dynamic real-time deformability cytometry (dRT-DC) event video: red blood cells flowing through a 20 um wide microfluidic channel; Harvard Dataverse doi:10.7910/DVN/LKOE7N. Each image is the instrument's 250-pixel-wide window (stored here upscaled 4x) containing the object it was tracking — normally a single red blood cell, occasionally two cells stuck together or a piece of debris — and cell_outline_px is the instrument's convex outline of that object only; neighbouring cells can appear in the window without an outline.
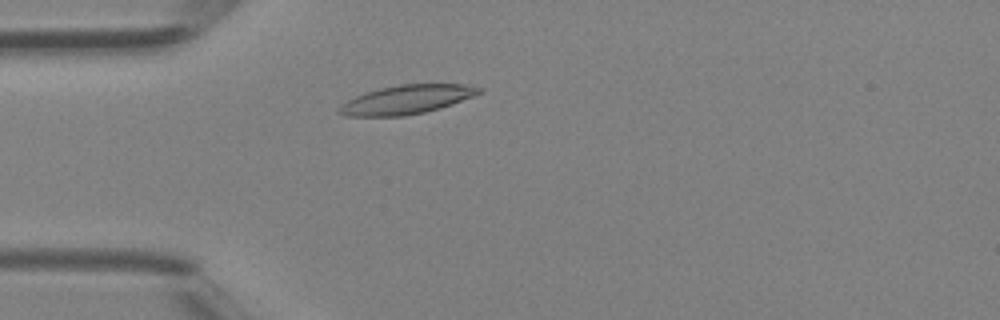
{"species": "Egyptian fruit bat (a non-hibernating species)", "species_latin": "Rousettus aegyptiacus", "temperature_condition": "room temperature", "stored_images_in_passage": 38, "camera_frame_rate_fps": 3000, "um_per_image_px": 0.085, "animal": {"sex": "female"}, "frame": {"image": 1, "passage_image": 8, "time_ms": 2.333, "image_size_px": [1000, 320], "cell_outline_px": [[484, 92], [476, 96], [440, 108], [424, 112], [404, 116], [344, 116], [336, 112], [336, 108], [340, 104], [356, 96], [380, 88], [400, 84], [464, 84], [484, 88]], "centroid_in_image_um": [34.59, 8.46], "position_along_channel_um": 50.4, "area_um2": 23.76}}
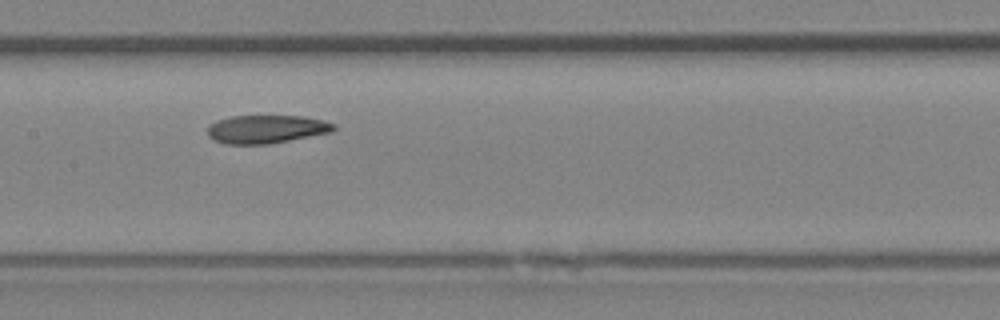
{"frame": {"image": 2, "passage_image": 17, "time_ms": 5.333, "image_size_px": [1000, 320], "cell_outline_px": [[336, 128], [332, 132], [268, 144], [224, 144], [212, 140], [208, 136], [208, 124], [216, 120], [232, 116], [304, 116], [324, 120], [336, 124]], "centroid_in_image_um": [22.62, 10.97], "position_along_channel_um": 184.8, "area_um2": 20.98}}
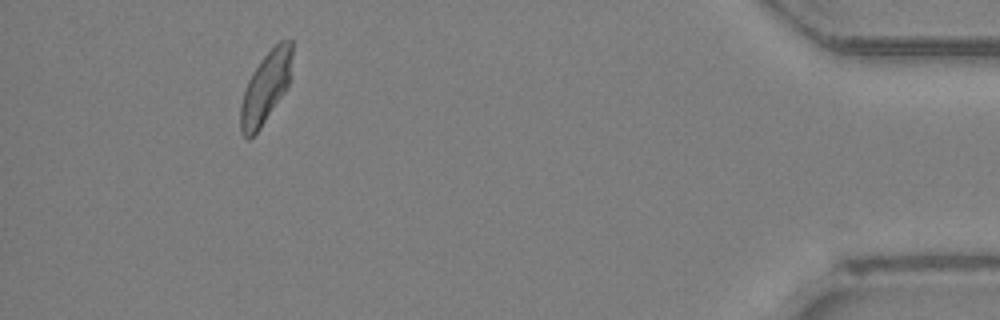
{"frame": {"image": 3, "passage_image": 35, "time_ms": 11.333, "image_size_px": [1000, 320], "cell_outline_px": [[292, 56], [288, 84], [284, 92], [260, 128], [248, 140], [240, 132], [240, 108], [244, 92], [248, 80], [252, 72], [260, 60], [280, 40], [292, 40]], "centroid_in_image_um": [22.56, 7.44], "position_along_channel_um": 412.6, "area_um2": 21.04}}